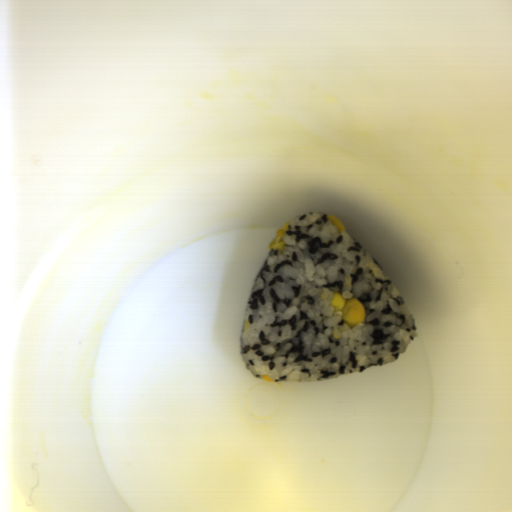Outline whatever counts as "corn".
Instances as JSON below:
<instances>
[{"label":"corn","instance_id":"1","mask_svg":"<svg viewBox=\"0 0 512 512\" xmlns=\"http://www.w3.org/2000/svg\"><path fill=\"white\" fill-rule=\"evenodd\" d=\"M330 305L334 310L340 311L341 318L347 327H355L366 320V307L356 297L344 299L341 292L335 291L331 296Z\"/></svg>","mask_w":512,"mask_h":512},{"label":"corn","instance_id":"2","mask_svg":"<svg viewBox=\"0 0 512 512\" xmlns=\"http://www.w3.org/2000/svg\"><path fill=\"white\" fill-rule=\"evenodd\" d=\"M290 229V221H287L282 228L277 229L273 241L268 245L269 250L283 252L286 250V244L283 239L287 231Z\"/></svg>","mask_w":512,"mask_h":512},{"label":"corn","instance_id":"3","mask_svg":"<svg viewBox=\"0 0 512 512\" xmlns=\"http://www.w3.org/2000/svg\"><path fill=\"white\" fill-rule=\"evenodd\" d=\"M328 218H329L331 225L335 226L336 230H338L340 233L346 231L344 224L340 221V219L338 217L329 215Z\"/></svg>","mask_w":512,"mask_h":512},{"label":"corn","instance_id":"4","mask_svg":"<svg viewBox=\"0 0 512 512\" xmlns=\"http://www.w3.org/2000/svg\"><path fill=\"white\" fill-rule=\"evenodd\" d=\"M261 380L264 381V382H268V383H274V379L271 378L269 375H266V374H263L261 376Z\"/></svg>","mask_w":512,"mask_h":512},{"label":"corn","instance_id":"5","mask_svg":"<svg viewBox=\"0 0 512 512\" xmlns=\"http://www.w3.org/2000/svg\"><path fill=\"white\" fill-rule=\"evenodd\" d=\"M328 298L327 291L323 290V292L320 294V299L325 300Z\"/></svg>","mask_w":512,"mask_h":512}]
</instances>
